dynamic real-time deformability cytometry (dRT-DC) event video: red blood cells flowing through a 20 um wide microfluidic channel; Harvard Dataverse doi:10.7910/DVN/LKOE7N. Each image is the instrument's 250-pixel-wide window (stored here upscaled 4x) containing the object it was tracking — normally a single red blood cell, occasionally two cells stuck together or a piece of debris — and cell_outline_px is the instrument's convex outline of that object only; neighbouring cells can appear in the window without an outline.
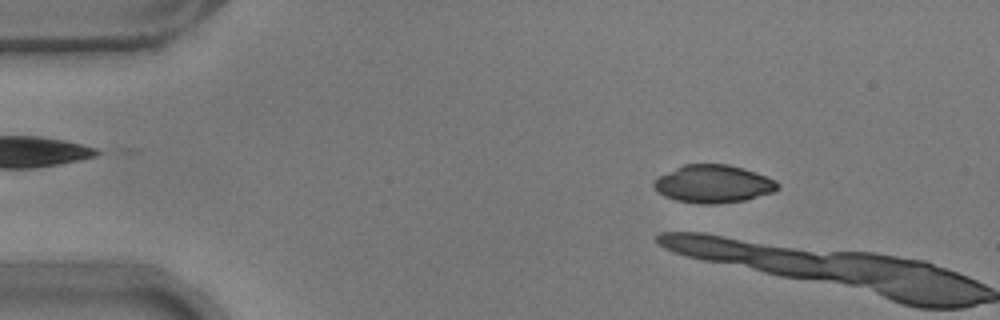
{"species": "common noctule bat (a hibernating species)", "species_latin": "Nyctalus noctula", "temperature_condition": "warm", "stored_images_in_passage": 8, "camera_frame_rate_fps": 3000, "um_per_image_px": 0.085, "animal": {"sex": "male", "body_mass_g": 17.9}, "frame": {"image": 1, "passage_image": 7, "time_ms": 2.0, "image_size_px": [1000, 320], "cell_outline_px": [[780, 188], [772, 192], [744, 200], [716, 204], [700, 204], [676, 200], [664, 196], [656, 192], [652, 184], [660, 176], [684, 164], [728, 164], [744, 168], [756, 172], [776, 180], [780, 184]], "centroid_in_image_um": [60.64, 15.63], "position_along_channel_um": 24.4, "area_um2": 27.28}}